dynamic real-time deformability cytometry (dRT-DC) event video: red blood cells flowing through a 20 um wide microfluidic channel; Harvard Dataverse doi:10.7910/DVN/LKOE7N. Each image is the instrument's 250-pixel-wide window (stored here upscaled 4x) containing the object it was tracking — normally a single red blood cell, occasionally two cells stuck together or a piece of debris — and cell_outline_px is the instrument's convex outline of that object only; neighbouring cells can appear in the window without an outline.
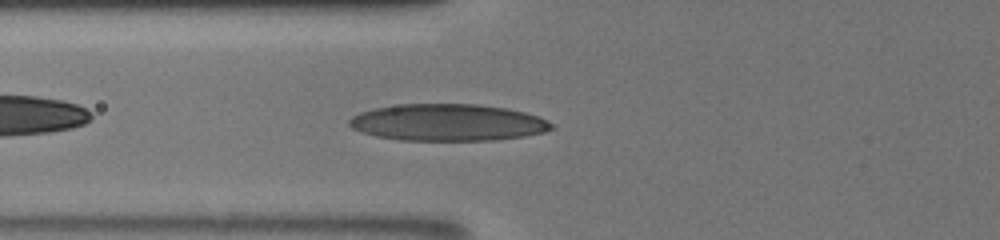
{"species": "human", "species_latin": "Homo sapiens", "temperature_condition": "room temperature", "stored_images_in_passage": 12, "camera_frame_rate_fps": 3000, "um_per_image_px": 0.085, "donor": {"sex": "male"}, "frame": {"image": 1, "passage_image": 9, "time_ms": 1.333, "image_size_px": [1000, 240], "cell_outline_px": [[556, 128], [544, 132], [524, 136], [496, 140], [400, 140], [376, 136], [360, 132], [352, 128], [348, 124], [348, 120], [352, 116], [360, 112], [372, 108], [400, 104], [476, 104], [508, 108], [524, 112], [548, 120]], "centroid_in_image_um": [38.05, 10.41], "position_along_channel_um": 87.8, "area_um2": 43.64}}